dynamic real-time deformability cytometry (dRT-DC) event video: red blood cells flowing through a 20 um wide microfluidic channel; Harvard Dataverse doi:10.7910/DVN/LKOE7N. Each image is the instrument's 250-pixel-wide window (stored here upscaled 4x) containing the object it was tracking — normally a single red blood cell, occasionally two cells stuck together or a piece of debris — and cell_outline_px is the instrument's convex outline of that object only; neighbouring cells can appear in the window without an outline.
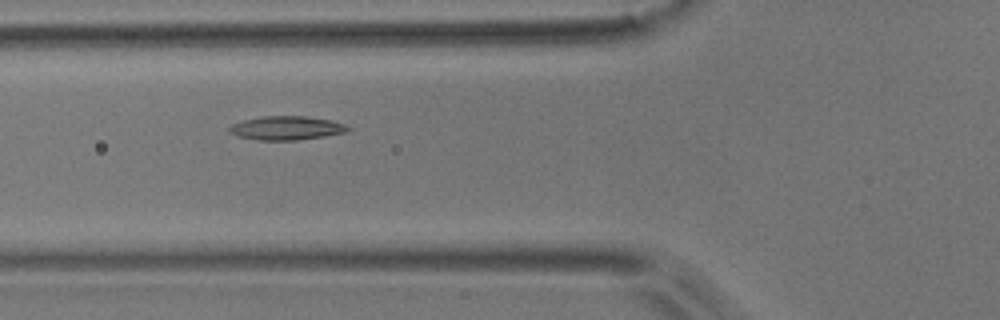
{"species": "common noctule bat (a hibernating species)", "species_latin": "Nyctalus noctula", "temperature_condition": "room temperature", "stored_images_in_passage": 5, "camera_frame_rate_fps": 3000, "um_per_image_px": 0.085, "animal": {"sex": "male", "body_mass_g": 17.9}, "frame": {"image": 1, "passage_image": 2, "time_ms": 0.333, "image_size_px": [1000, 320], "cell_outline_px": [[352, 128], [344, 132], [324, 136], [296, 140], [256, 140], [236, 136], [228, 132], [228, 128], [232, 124], [244, 120], [260, 116], [304, 116], [328, 120], [344, 124]], "centroid_in_image_um": [24.28, 10.88], "position_along_channel_um": 101.5, "area_um2": 16.36}}
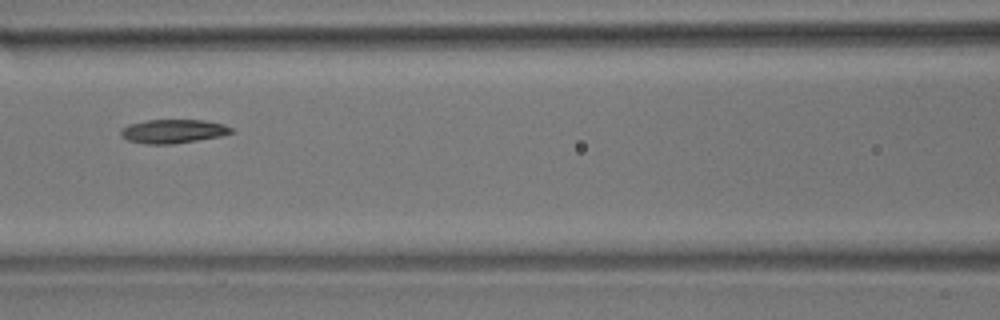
{"frame": {"image": 2, "passage_image": 3, "time_ms": 0.667, "image_size_px": [1000, 320], "cell_outline_px": [[236, 132], [220, 136], [172, 144], [144, 144], [128, 140], [120, 136], [120, 128], [128, 124], [148, 120], [204, 120], [224, 124], [232, 128]], "centroid_in_image_um": [14.7, 11.15], "position_along_channel_um": 151.9, "area_um2": 15.43}}
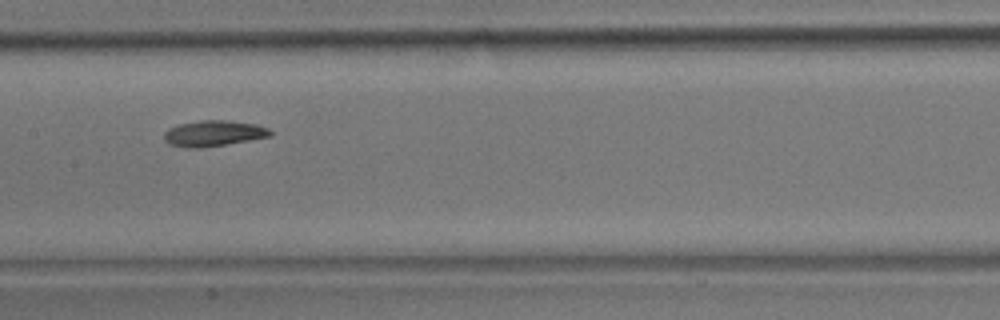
{"frame": {"image": 3, "passage_image": 4, "time_ms": 1.0, "image_size_px": [1000, 320], "cell_outline_px": [[272, 136], [228, 144], [200, 148], [184, 148], [168, 144], [164, 140], [164, 132], [168, 128], [180, 124], [200, 120], [224, 120], [256, 124], [268, 128], [272, 132]], "centroid_in_image_um": [18.13, 11.35], "position_along_channel_um": 189.3, "area_um2": 16.13}}